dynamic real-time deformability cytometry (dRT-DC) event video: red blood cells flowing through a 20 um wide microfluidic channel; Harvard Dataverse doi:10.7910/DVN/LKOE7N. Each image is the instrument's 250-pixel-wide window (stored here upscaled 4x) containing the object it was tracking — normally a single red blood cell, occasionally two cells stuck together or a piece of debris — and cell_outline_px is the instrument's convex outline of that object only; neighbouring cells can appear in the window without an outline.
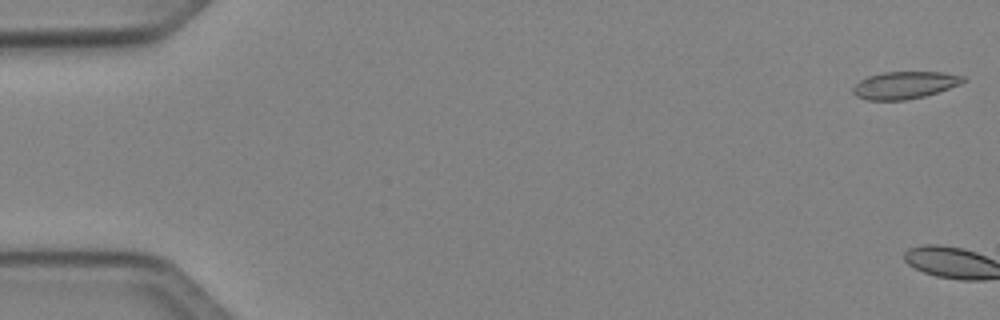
{"species": "Egyptian fruit bat (a non-hibernating species)", "species_latin": "Rousettus aegyptiacus", "temperature_condition": "cold", "stored_images_in_passage": 3, "camera_frame_rate_fps": 3000, "um_per_image_px": 0.085, "animal": {"sex": "female"}, "frame": {"image": 1, "passage_image": 1, "time_ms": 0.0, "image_size_px": [1000, 320], "cell_outline_px": [[968, 80], [960, 84], [924, 96], [904, 100], [868, 100], [856, 96], [852, 92], [852, 88], [860, 80], [868, 76], [884, 72], [944, 72], [964, 76]], "centroid_in_image_um": [76.89, 7.23], "position_along_channel_um": 8.1, "area_um2": 17.46}}